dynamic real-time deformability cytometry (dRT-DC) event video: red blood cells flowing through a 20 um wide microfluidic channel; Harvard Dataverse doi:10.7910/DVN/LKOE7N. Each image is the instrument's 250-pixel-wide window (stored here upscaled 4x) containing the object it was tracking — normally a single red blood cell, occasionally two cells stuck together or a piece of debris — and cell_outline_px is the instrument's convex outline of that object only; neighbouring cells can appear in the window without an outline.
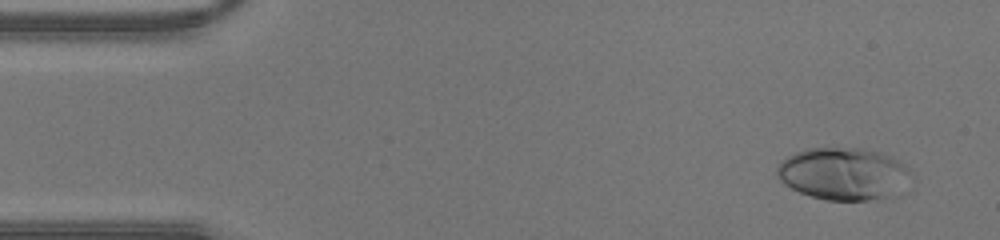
{"species": "human", "species_latin": "Homo sapiens", "temperature_condition": "warm", "stored_images_in_passage": 43, "camera_frame_rate_fps": 3000, "um_per_image_px": 0.085, "donor": {"sex": "male"}, "frame": {"image": 1, "passage_image": 3, "time_ms": 0.667, "image_size_px": [1000, 240], "cell_outline_px": [[912, 176], [884, 196], [868, 200], [824, 200], [800, 192], [784, 184], [776, 176], [776, 168], [788, 156], [804, 148], [860, 148], [880, 152], [892, 156], [900, 160], [912, 172]], "centroid_in_image_um": [71.62, 14.73], "position_along_channel_um": 13.4, "area_um2": 40.17}}
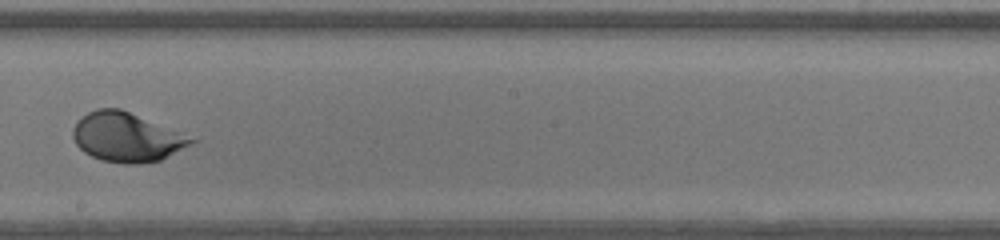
{"frame": {"image": 2, "passage_image": 24, "time_ms": 7.667, "image_size_px": [1000, 240], "cell_outline_px": [[196, 140], [160, 160], [140, 164], [124, 164], [100, 160], [84, 152], [76, 144], [72, 136], [72, 128], [76, 120], [88, 112], [96, 108], [120, 108]], "centroid_in_image_um": [10.64, 11.66], "position_along_channel_um": 237.6, "area_um2": 33.29}}
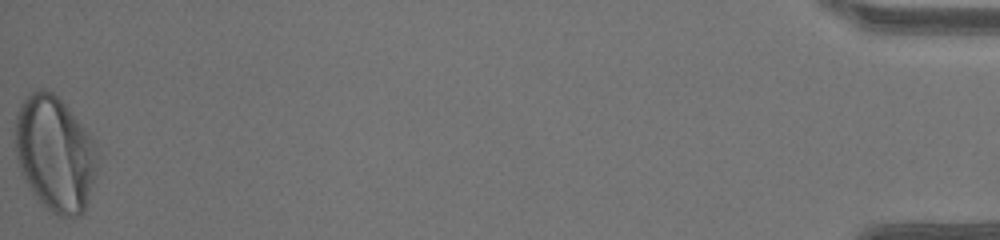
{"frame": {"image": 3, "passage_image": 43, "time_ms": 14.0, "image_size_px": [1000, 240], "cell_outline_px": [[100, 156], [84, 212], [80, 216], [60, 216], [52, 212], [32, 192], [20, 172], [16, 156], [16, 112], [20, 104], [32, 92], [40, 88], [44, 88], [52, 92], [64, 104], [92, 140]], "centroid_in_image_um": [4.66, 13.07], "position_along_channel_um": 430.5, "area_um2": 54.45}}